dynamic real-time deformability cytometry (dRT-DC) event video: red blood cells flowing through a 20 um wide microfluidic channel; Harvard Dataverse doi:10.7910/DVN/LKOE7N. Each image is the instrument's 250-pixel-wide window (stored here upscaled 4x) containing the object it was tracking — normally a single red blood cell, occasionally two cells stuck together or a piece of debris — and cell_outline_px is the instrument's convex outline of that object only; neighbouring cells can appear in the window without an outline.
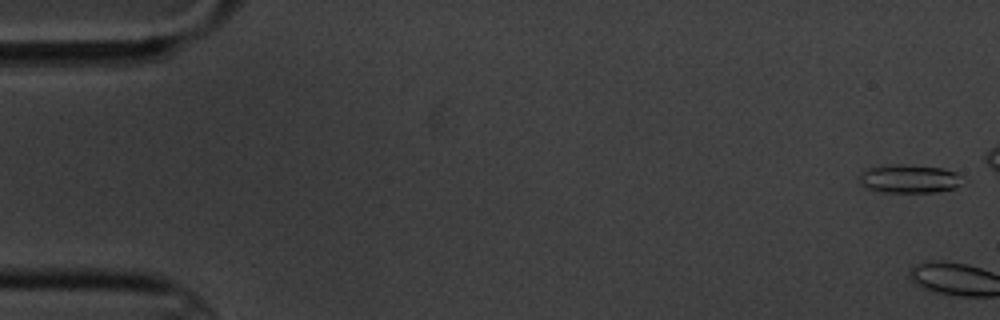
{"species": "common noctule bat (a hibernating species)", "species_latin": "Nyctalus noctula", "temperature_condition": "cold", "stored_images_in_passage": 18, "camera_frame_rate_fps": 3000, "um_per_image_px": 0.085, "animal": {"sex": "male", "body_mass_g": 20.1, "forearm_length_mm": 53.5}, "frame": {"image": 1, "passage_image": 1, "time_ms": 0.0, "image_size_px": [1000, 320], "cell_outline_px": [[968, 180], [956, 188], [936, 192], [884, 192], [868, 188], [860, 184], [860, 176], [868, 168], [900, 164], [904, 164], [940, 168], [956, 172]], "centroid_in_image_um": [77.39, 15.21], "position_along_channel_um": 7.6, "area_um2": 17.11}, "authors_computed_cell_mechanics": {"area_um2": 19.1029, "velocity_mm_per_s": 3.411, "shape_relaxation_time_tau1_ms": null, "shape_relaxation_time_tau2_ms": 5.3876, "deformation_change_tau1": null, "deformation_change_tau2": 0.1189}}